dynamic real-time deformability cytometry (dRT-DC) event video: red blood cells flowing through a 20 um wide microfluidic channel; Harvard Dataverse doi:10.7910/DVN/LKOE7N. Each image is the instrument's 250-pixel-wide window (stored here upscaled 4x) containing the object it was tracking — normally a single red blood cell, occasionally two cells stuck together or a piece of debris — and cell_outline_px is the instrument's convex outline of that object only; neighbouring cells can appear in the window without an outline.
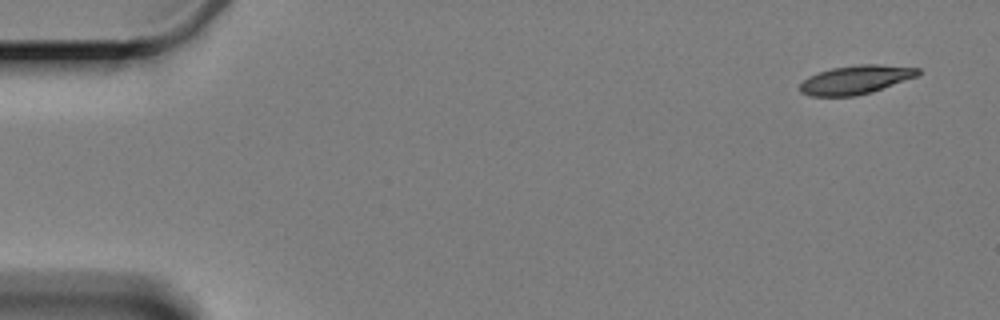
{"species": "Egyptian fruit bat (a non-hibernating species)", "species_latin": "Rousettus aegyptiacus", "temperature_condition": "cold", "stored_images_in_passage": 5, "camera_frame_rate_fps": 3000, "um_per_image_px": 0.085, "animal": {"sex": "female"}, "frame": {"image": 1, "passage_image": 1, "time_ms": 0.0, "image_size_px": [1000, 320], "cell_outline_px": [[920, 72], [916, 76], [872, 92], [856, 96], [812, 96], [800, 92], [800, 84], [808, 76], [832, 68], [860, 64], [880, 64], [920, 68]], "centroid_in_image_um": [72.73, 6.77], "position_along_channel_um": 12.3, "area_um2": 19.59}}